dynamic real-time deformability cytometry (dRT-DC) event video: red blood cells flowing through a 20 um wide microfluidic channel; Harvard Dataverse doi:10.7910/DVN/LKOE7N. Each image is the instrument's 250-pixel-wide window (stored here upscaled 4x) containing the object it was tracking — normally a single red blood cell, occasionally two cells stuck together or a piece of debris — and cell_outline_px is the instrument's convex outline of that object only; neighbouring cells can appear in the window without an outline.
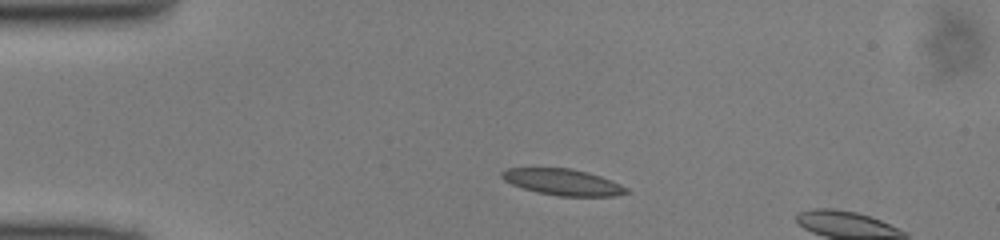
{"species": "common noctule bat (a hibernating species)", "species_latin": "Nyctalus noctula", "temperature_condition": "cold", "stored_images_in_passage": 6, "camera_frame_rate_fps": 3000, "um_per_image_px": 0.085, "animal": {"sex": "male", "body_mass_g": 13.0, "forearm_length_mm": 53.1}, "frame": {"image": 1, "passage_image": 2, "time_ms": 0.333, "image_size_px": [1000, 240], "cell_outline_px": [[632, 192], [616, 196], [556, 196], [536, 192], [512, 184], [504, 180], [500, 176], [500, 172], [508, 168], [572, 168], [588, 172], [612, 180], [628, 188]], "centroid_in_image_um": [47.87, 15.48], "position_along_channel_um": 37.1, "area_um2": 19.25}}